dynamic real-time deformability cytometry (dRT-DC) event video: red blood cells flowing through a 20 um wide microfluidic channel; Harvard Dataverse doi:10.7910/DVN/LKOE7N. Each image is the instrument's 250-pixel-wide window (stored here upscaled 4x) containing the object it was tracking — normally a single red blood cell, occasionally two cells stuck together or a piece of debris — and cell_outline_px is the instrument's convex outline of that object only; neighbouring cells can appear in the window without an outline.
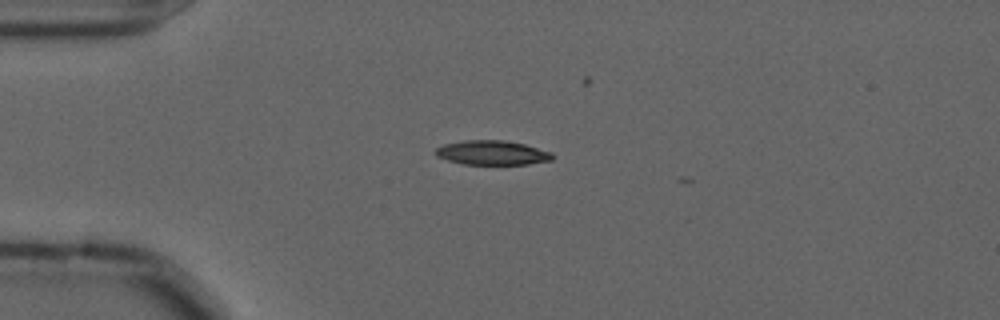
{"species": "common noctule bat (a hibernating species)", "species_latin": "Nyctalus noctula", "temperature_condition": "cold", "stored_images_in_passage": 20, "camera_frame_rate_fps": 3000, "um_per_image_px": 0.085, "animal": {"sex": "male", "forearm_length_mm": 52.5}, "frame": {"image": 1, "passage_image": 14, "time_ms": 4.333, "image_size_px": [1000, 320], "cell_outline_px": [[556, 156], [552, 160], [528, 164], [464, 164], [448, 160], [436, 156], [432, 152], [436, 148], [444, 144], [464, 140], [504, 140], [524, 144], [552, 152]], "centroid_in_image_um": [41.83, 12.98], "position_along_channel_um": 43.2, "area_um2": 16.7}}
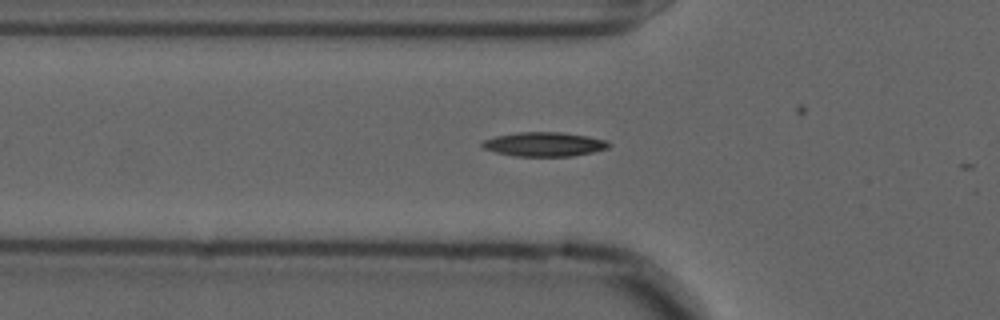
{"frame": {"image": 2, "passage_image": 19, "time_ms": 6.0, "image_size_px": [1000, 320], "cell_outline_px": [[612, 144], [608, 148], [592, 152], [572, 156], [516, 156], [496, 152], [484, 148], [480, 144], [484, 140], [496, 136], [516, 132], [560, 132], [588, 136], [604, 140]], "centroid_in_image_um": [46.26, 12.26], "position_along_channel_um": 79.5, "area_um2": 17.74}}